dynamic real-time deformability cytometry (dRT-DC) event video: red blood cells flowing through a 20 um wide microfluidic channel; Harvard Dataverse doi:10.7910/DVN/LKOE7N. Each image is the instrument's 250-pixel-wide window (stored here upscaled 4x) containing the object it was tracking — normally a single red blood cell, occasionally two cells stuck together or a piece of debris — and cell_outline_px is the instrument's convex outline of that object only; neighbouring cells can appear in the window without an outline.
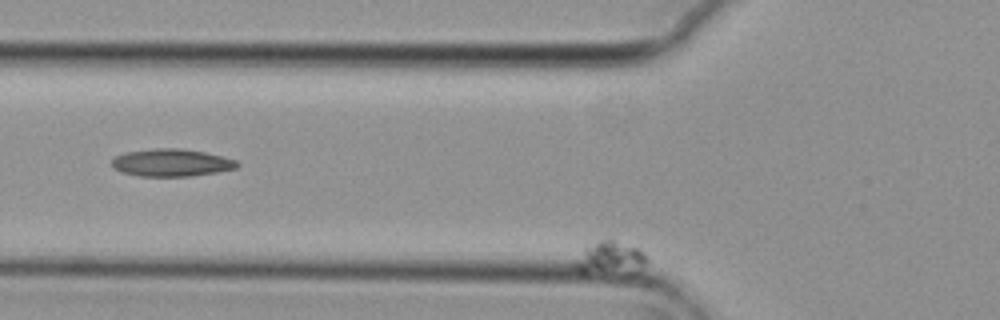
{"species": "common noctule bat (a hibernating species)", "species_latin": "Nyctalus noctula", "temperature_condition": "cold", "stored_images_in_passage": 8, "segment_of_instrument_passage": [2, 2], "camera_frame_rate_fps": 3000, "um_per_image_px": 0.085, "animal": {"sex": "female", "body_mass_g": 29.2, "forearm_length_mm": 56.3}, "frame": {"image": 1, "passage_image": 5, "time_ms": 1.333, "image_size_px": [1000, 320], "cell_outline_px": [[648, 260], [644, 264], [584, 272], [580, 272], [572, 264], [584, 248], [600, 240], [616, 240], [640, 248], [644, 252]], "centroid_in_image_um": [51.76, 21.78], "position_along_channel_um": 74.0, "area_um2": 12.02}}
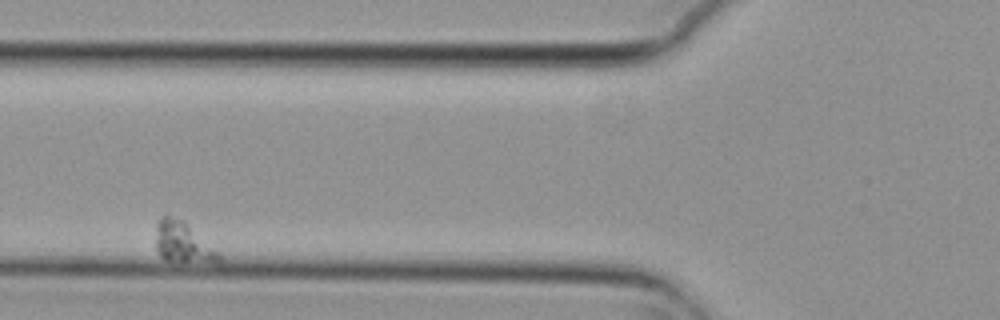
{"frame": {"image": 2, "passage_image": 7, "time_ms": 2.0, "image_size_px": [1000, 320], "cell_outline_px": [[220, 264], [164, 260], [156, 252], [156, 224], [160, 216], [168, 212], [184, 220], [220, 256]], "centroid_in_image_um": [15.47, 20.58], "position_along_channel_um": 110.3, "area_um2": 15.2}}